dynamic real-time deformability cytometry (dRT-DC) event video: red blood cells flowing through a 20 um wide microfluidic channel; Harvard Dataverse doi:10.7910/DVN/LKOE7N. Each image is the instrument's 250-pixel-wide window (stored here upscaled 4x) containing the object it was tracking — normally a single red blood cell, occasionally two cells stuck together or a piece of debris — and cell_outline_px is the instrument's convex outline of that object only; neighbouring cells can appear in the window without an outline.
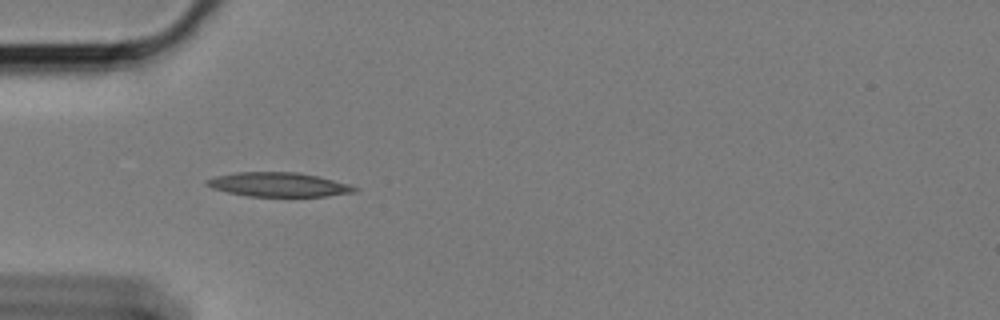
{"species": "Egyptian fruit bat (a non-hibernating species)", "species_latin": "Rousettus aegyptiacus", "temperature_condition": "cold", "stored_images_in_passage": 21, "camera_frame_rate_fps": 3000, "um_per_image_px": 0.085, "animal": {"sex": "female"}, "frame": {"image": 1, "passage_image": 7, "time_ms": 2.0, "image_size_px": [1000, 320], "cell_outline_px": [[360, 188], [356, 192], [324, 196], [248, 196], [228, 192], [212, 188], [204, 184], [204, 180], [216, 176], [236, 172], [296, 172], [316, 176], [348, 184]], "centroid_in_image_um": [23.64, 15.69], "position_along_channel_um": 61.4, "area_um2": 20.69}}
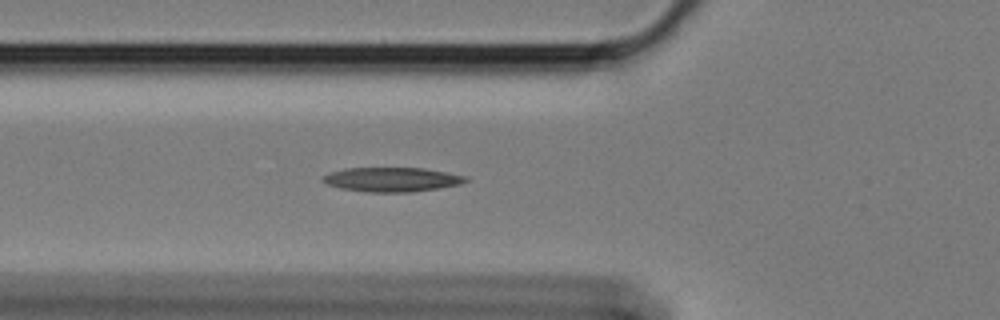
{"frame": {"image": 2, "passage_image": 10, "time_ms": 3.0, "image_size_px": [1000, 320], "cell_outline_px": [[468, 180], [460, 184], [412, 192], [368, 192], [340, 188], [328, 184], [324, 180], [324, 176], [332, 172], [348, 168], [424, 168], [468, 176]], "centroid_in_image_um": [33.36, 15.26], "position_along_channel_um": 92.4, "area_um2": 19.94}}
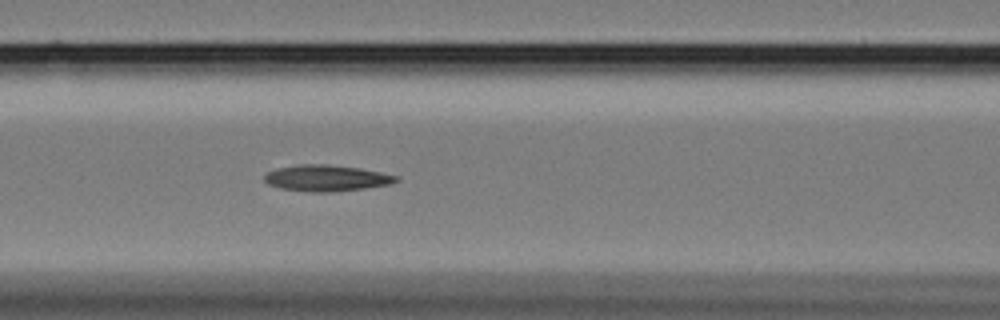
{"frame": {"image": 3, "passage_image": 14, "time_ms": 4.333, "image_size_px": [1000, 320], "cell_outline_px": [[400, 180], [392, 184], [364, 188], [332, 192], [312, 192], [280, 188], [268, 184], [264, 180], [264, 176], [268, 172], [276, 168], [300, 164], [324, 164], [360, 168], [400, 176]], "centroid_in_image_um": [27.77, 15.14], "position_along_channel_um": 138.8, "area_um2": 20.17}}